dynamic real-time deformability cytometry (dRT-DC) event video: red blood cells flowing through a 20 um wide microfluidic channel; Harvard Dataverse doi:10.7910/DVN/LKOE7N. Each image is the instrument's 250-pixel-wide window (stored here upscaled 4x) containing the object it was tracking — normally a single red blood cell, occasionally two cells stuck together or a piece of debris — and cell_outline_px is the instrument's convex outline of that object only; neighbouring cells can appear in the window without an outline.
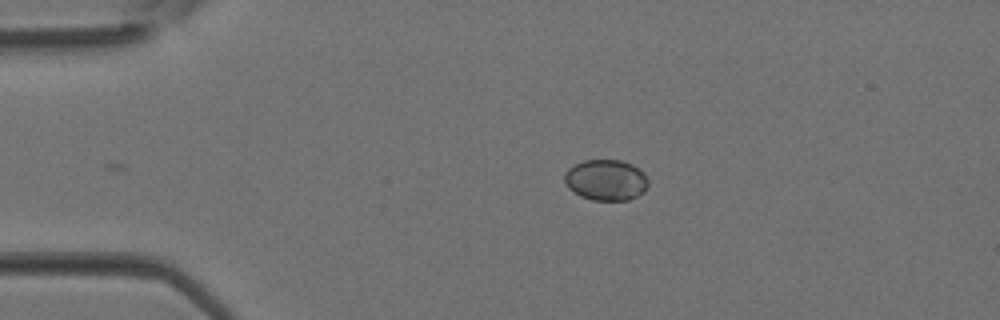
{"species": "Egyptian fruit bat (a non-hibernating species)", "species_latin": "Rousettus aegyptiacus", "temperature_condition": "room temperature", "stored_images_in_passage": 3, "camera_frame_rate_fps": 3000, "um_per_image_px": 0.085, "animal": {"sex": "female"}, "frame": {"image": 1, "passage_image": 3, "time_ms": 0.667, "image_size_px": [1000, 320], "cell_outline_px": [[648, 184], [644, 192], [628, 200], [592, 200], [580, 196], [568, 188], [564, 180], [564, 172], [568, 168], [584, 160], [620, 160], [632, 164], [644, 172], [648, 180]], "centroid_in_image_um": [51.5, 15.3], "position_along_channel_um": 33.5, "area_um2": 20.06}}